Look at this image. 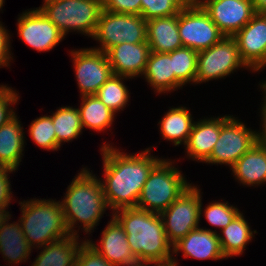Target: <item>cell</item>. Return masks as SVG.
<instances>
[{
  "instance_id": "obj_13",
  "label": "cell",
  "mask_w": 266,
  "mask_h": 266,
  "mask_svg": "<svg viewBox=\"0 0 266 266\" xmlns=\"http://www.w3.org/2000/svg\"><path fill=\"white\" fill-rule=\"evenodd\" d=\"M17 21L20 39L38 52L50 51L65 38L39 8L25 10Z\"/></svg>"
},
{
  "instance_id": "obj_7",
  "label": "cell",
  "mask_w": 266,
  "mask_h": 266,
  "mask_svg": "<svg viewBox=\"0 0 266 266\" xmlns=\"http://www.w3.org/2000/svg\"><path fill=\"white\" fill-rule=\"evenodd\" d=\"M92 38L100 44V47L92 48L104 53L124 42H147L146 21L141 15L114 13L102 9Z\"/></svg>"
},
{
  "instance_id": "obj_4",
  "label": "cell",
  "mask_w": 266,
  "mask_h": 266,
  "mask_svg": "<svg viewBox=\"0 0 266 266\" xmlns=\"http://www.w3.org/2000/svg\"><path fill=\"white\" fill-rule=\"evenodd\" d=\"M22 214L19 222L28 245L38 250L70 236L60 201L31 199L19 202Z\"/></svg>"
},
{
  "instance_id": "obj_40",
  "label": "cell",
  "mask_w": 266,
  "mask_h": 266,
  "mask_svg": "<svg viewBox=\"0 0 266 266\" xmlns=\"http://www.w3.org/2000/svg\"><path fill=\"white\" fill-rule=\"evenodd\" d=\"M260 88H262V90H264V102H262V106H261V114H260V119H261V123L260 126H262V130L260 131H256V135H257V142L258 143H262L263 145H266V81L262 82V84H259Z\"/></svg>"
},
{
  "instance_id": "obj_1",
  "label": "cell",
  "mask_w": 266,
  "mask_h": 266,
  "mask_svg": "<svg viewBox=\"0 0 266 266\" xmlns=\"http://www.w3.org/2000/svg\"><path fill=\"white\" fill-rule=\"evenodd\" d=\"M150 148L128 155L107 142L101 146L104 170V179L102 181L101 178V183L108 207L113 212L137 207L149 173L162 159L151 156Z\"/></svg>"
},
{
  "instance_id": "obj_31",
  "label": "cell",
  "mask_w": 266,
  "mask_h": 266,
  "mask_svg": "<svg viewBox=\"0 0 266 266\" xmlns=\"http://www.w3.org/2000/svg\"><path fill=\"white\" fill-rule=\"evenodd\" d=\"M128 79L131 78L112 74L95 94L115 114L123 110L129 102L130 92L123 82Z\"/></svg>"
},
{
  "instance_id": "obj_18",
  "label": "cell",
  "mask_w": 266,
  "mask_h": 266,
  "mask_svg": "<svg viewBox=\"0 0 266 266\" xmlns=\"http://www.w3.org/2000/svg\"><path fill=\"white\" fill-rule=\"evenodd\" d=\"M180 251L184 258L191 257L199 260L226 259L221 250L218 232L212 229L200 228V226L173 245V255L180 253Z\"/></svg>"
},
{
  "instance_id": "obj_41",
  "label": "cell",
  "mask_w": 266,
  "mask_h": 266,
  "mask_svg": "<svg viewBox=\"0 0 266 266\" xmlns=\"http://www.w3.org/2000/svg\"><path fill=\"white\" fill-rule=\"evenodd\" d=\"M255 13L266 14V0H252Z\"/></svg>"
},
{
  "instance_id": "obj_36",
  "label": "cell",
  "mask_w": 266,
  "mask_h": 266,
  "mask_svg": "<svg viewBox=\"0 0 266 266\" xmlns=\"http://www.w3.org/2000/svg\"><path fill=\"white\" fill-rule=\"evenodd\" d=\"M75 266H113L85 240L78 250Z\"/></svg>"
},
{
  "instance_id": "obj_28",
  "label": "cell",
  "mask_w": 266,
  "mask_h": 266,
  "mask_svg": "<svg viewBox=\"0 0 266 266\" xmlns=\"http://www.w3.org/2000/svg\"><path fill=\"white\" fill-rule=\"evenodd\" d=\"M81 97L80 118L82 128L104 131L112 126L115 113L107 108L96 95H84Z\"/></svg>"
},
{
  "instance_id": "obj_25",
  "label": "cell",
  "mask_w": 266,
  "mask_h": 266,
  "mask_svg": "<svg viewBox=\"0 0 266 266\" xmlns=\"http://www.w3.org/2000/svg\"><path fill=\"white\" fill-rule=\"evenodd\" d=\"M143 75L155 93L175 91V74L170 53L150 52Z\"/></svg>"
},
{
  "instance_id": "obj_30",
  "label": "cell",
  "mask_w": 266,
  "mask_h": 266,
  "mask_svg": "<svg viewBox=\"0 0 266 266\" xmlns=\"http://www.w3.org/2000/svg\"><path fill=\"white\" fill-rule=\"evenodd\" d=\"M170 57L175 74V90L182 88L186 83H195L198 52L188 47H181L171 51Z\"/></svg>"
},
{
  "instance_id": "obj_23",
  "label": "cell",
  "mask_w": 266,
  "mask_h": 266,
  "mask_svg": "<svg viewBox=\"0 0 266 266\" xmlns=\"http://www.w3.org/2000/svg\"><path fill=\"white\" fill-rule=\"evenodd\" d=\"M10 218L11 214H8L0 225V253L9 262V266L28 260L32 250L25 239L19 220L10 223Z\"/></svg>"
},
{
  "instance_id": "obj_43",
  "label": "cell",
  "mask_w": 266,
  "mask_h": 266,
  "mask_svg": "<svg viewBox=\"0 0 266 266\" xmlns=\"http://www.w3.org/2000/svg\"><path fill=\"white\" fill-rule=\"evenodd\" d=\"M10 212L8 210H0V225L4 218L9 214Z\"/></svg>"
},
{
  "instance_id": "obj_35",
  "label": "cell",
  "mask_w": 266,
  "mask_h": 266,
  "mask_svg": "<svg viewBox=\"0 0 266 266\" xmlns=\"http://www.w3.org/2000/svg\"><path fill=\"white\" fill-rule=\"evenodd\" d=\"M18 95L12 87L0 85V127L15 115L12 105L17 104Z\"/></svg>"
},
{
  "instance_id": "obj_6",
  "label": "cell",
  "mask_w": 266,
  "mask_h": 266,
  "mask_svg": "<svg viewBox=\"0 0 266 266\" xmlns=\"http://www.w3.org/2000/svg\"><path fill=\"white\" fill-rule=\"evenodd\" d=\"M66 36L68 32L93 37L102 10V0H55L38 7Z\"/></svg>"
},
{
  "instance_id": "obj_12",
  "label": "cell",
  "mask_w": 266,
  "mask_h": 266,
  "mask_svg": "<svg viewBox=\"0 0 266 266\" xmlns=\"http://www.w3.org/2000/svg\"><path fill=\"white\" fill-rule=\"evenodd\" d=\"M80 95H95L111 77L112 68L106 53L94 48L71 50Z\"/></svg>"
},
{
  "instance_id": "obj_32",
  "label": "cell",
  "mask_w": 266,
  "mask_h": 266,
  "mask_svg": "<svg viewBox=\"0 0 266 266\" xmlns=\"http://www.w3.org/2000/svg\"><path fill=\"white\" fill-rule=\"evenodd\" d=\"M29 134L38 147L44 150L58 151L56 134L49 115L37 117L29 126Z\"/></svg>"
},
{
  "instance_id": "obj_22",
  "label": "cell",
  "mask_w": 266,
  "mask_h": 266,
  "mask_svg": "<svg viewBox=\"0 0 266 266\" xmlns=\"http://www.w3.org/2000/svg\"><path fill=\"white\" fill-rule=\"evenodd\" d=\"M15 114L0 127V167L17 170L23 158L25 134Z\"/></svg>"
},
{
  "instance_id": "obj_42",
  "label": "cell",
  "mask_w": 266,
  "mask_h": 266,
  "mask_svg": "<svg viewBox=\"0 0 266 266\" xmlns=\"http://www.w3.org/2000/svg\"><path fill=\"white\" fill-rule=\"evenodd\" d=\"M184 6H200L202 7L209 0H181Z\"/></svg>"
},
{
  "instance_id": "obj_10",
  "label": "cell",
  "mask_w": 266,
  "mask_h": 266,
  "mask_svg": "<svg viewBox=\"0 0 266 266\" xmlns=\"http://www.w3.org/2000/svg\"><path fill=\"white\" fill-rule=\"evenodd\" d=\"M257 143L256 131L247 128L233 115L222 124L218 141L212 153L204 163L228 165L230 168L235 162Z\"/></svg>"
},
{
  "instance_id": "obj_39",
  "label": "cell",
  "mask_w": 266,
  "mask_h": 266,
  "mask_svg": "<svg viewBox=\"0 0 266 266\" xmlns=\"http://www.w3.org/2000/svg\"><path fill=\"white\" fill-rule=\"evenodd\" d=\"M8 29H5L4 25L0 21V68L3 66H10V61L13 59L10 50V33Z\"/></svg>"
},
{
  "instance_id": "obj_2",
  "label": "cell",
  "mask_w": 266,
  "mask_h": 266,
  "mask_svg": "<svg viewBox=\"0 0 266 266\" xmlns=\"http://www.w3.org/2000/svg\"><path fill=\"white\" fill-rule=\"evenodd\" d=\"M127 235L131 251L140 264H169L173 245L169 242L160 214L137 207L112 212Z\"/></svg>"
},
{
  "instance_id": "obj_37",
  "label": "cell",
  "mask_w": 266,
  "mask_h": 266,
  "mask_svg": "<svg viewBox=\"0 0 266 266\" xmlns=\"http://www.w3.org/2000/svg\"><path fill=\"white\" fill-rule=\"evenodd\" d=\"M102 9L114 13L141 15V0H102Z\"/></svg>"
},
{
  "instance_id": "obj_15",
  "label": "cell",
  "mask_w": 266,
  "mask_h": 266,
  "mask_svg": "<svg viewBox=\"0 0 266 266\" xmlns=\"http://www.w3.org/2000/svg\"><path fill=\"white\" fill-rule=\"evenodd\" d=\"M202 8L225 36H234L256 14L252 0H209Z\"/></svg>"
},
{
  "instance_id": "obj_21",
  "label": "cell",
  "mask_w": 266,
  "mask_h": 266,
  "mask_svg": "<svg viewBox=\"0 0 266 266\" xmlns=\"http://www.w3.org/2000/svg\"><path fill=\"white\" fill-rule=\"evenodd\" d=\"M146 25L151 52L170 53L183 47L178 32V15L150 19Z\"/></svg>"
},
{
  "instance_id": "obj_17",
  "label": "cell",
  "mask_w": 266,
  "mask_h": 266,
  "mask_svg": "<svg viewBox=\"0 0 266 266\" xmlns=\"http://www.w3.org/2000/svg\"><path fill=\"white\" fill-rule=\"evenodd\" d=\"M150 52L147 42H124L111 47L105 53L113 74L133 79L143 76Z\"/></svg>"
},
{
  "instance_id": "obj_24",
  "label": "cell",
  "mask_w": 266,
  "mask_h": 266,
  "mask_svg": "<svg viewBox=\"0 0 266 266\" xmlns=\"http://www.w3.org/2000/svg\"><path fill=\"white\" fill-rule=\"evenodd\" d=\"M78 240V236L70 235L43 246L31 266H75L78 250L85 241Z\"/></svg>"
},
{
  "instance_id": "obj_33",
  "label": "cell",
  "mask_w": 266,
  "mask_h": 266,
  "mask_svg": "<svg viewBox=\"0 0 266 266\" xmlns=\"http://www.w3.org/2000/svg\"><path fill=\"white\" fill-rule=\"evenodd\" d=\"M183 7L181 0H141V16L148 21L178 15Z\"/></svg>"
},
{
  "instance_id": "obj_3",
  "label": "cell",
  "mask_w": 266,
  "mask_h": 266,
  "mask_svg": "<svg viewBox=\"0 0 266 266\" xmlns=\"http://www.w3.org/2000/svg\"><path fill=\"white\" fill-rule=\"evenodd\" d=\"M60 203L68 232L78 237L75 225L80 222L85 234H90L109 208L101 179L86 167H82L81 172L72 179Z\"/></svg>"
},
{
  "instance_id": "obj_20",
  "label": "cell",
  "mask_w": 266,
  "mask_h": 266,
  "mask_svg": "<svg viewBox=\"0 0 266 266\" xmlns=\"http://www.w3.org/2000/svg\"><path fill=\"white\" fill-rule=\"evenodd\" d=\"M230 170L244 186L266 184V145L257 142L233 164Z\"/></svg>"
},
{
  "instance_id": "obj_44",
  "label": "cell",
  "mask_w": 266,
  "mask_h": 266,
  "mask_svg": "<svg viewBox=\"0 0 266 266\" xmlns=\"http://www.w3.org/2000/svg\"><path fill=\"white\" fill-rule=\"evenodd\" d=\"M177 262L178 261H176V258L173 257L171 263L169 264H160V265H154V266H179Z\"/></svg>"
},
{
  "instance_id": "obj_45",
  "label": "cell",
  "mask_w": 266,
  "mask_h": 266,
  "mask_svg": "<svg viewBox=\"0 0 266 266\" xmlns=\"http://www.w3.org/2000/svg\"><path fill=\"white\" fill-rule=\"evenodd\" d=\"M3 4H5V1L4 0H0V9H1V11H2V8H3Z\"/></svg>"
},
{
  "instance_id": "obj_34",
  "label": "cell",
  "mask_w": 266,
  "mask_h": 266,
  "mask_svg": "<svg viewBox=\"0 0 266 266\" xmlns=\"http://www.w3.org/2000/svg\"><path fill=\"white\" fill-rule=\"evenodd\" d=\"M204 216L209 225L218 227L220 230L225 228L241 212L228 202L212 201L204 209Z\"/></svg>"
},
{
  "instance_id": "obj_38",
  "label": "cell",
  "mask_w": 266,
  "mask_h": 266,
  "mask_svg": "<svg viewBox=\"0 0 266 266\" xmlns=\"http://www.w3.org/2000/svg\"><path fill=\"white\" fill-rule=\"evenodd\" d=\"M15 172L10 168L0 167V210H7L13 198L9 174ZM12 195V196H11ZM12 197V198H11ZM7 208V209H6Z\"/></svg>"
},
{
  "instance_id": "obj_27",
  "label": "cell",
  "mask_w": 266,
  "mask_h": 266,
  "mask_svg": "<svg viewBox=\"0 0 266 266\" xmlns=\"http://www.w3.org/2000/svg\"><path fill=\"white\" fill-rule=\"evenodd\" d=\"M195 121L187 107H174L164 115L160 125V133L166 141H172L174 146L186 145Z\"/></svg>"
},
{
  "instance_id": "obj_47",
  "label": "cell",
  "mask_w": 266,
  "mask_h": 266,
  "mask_svg": "<svg viewBox=\"0 0 266 266\" xmlns=\"http://www.w3.org/2000/svg\"><path fill=\"white\" fill-rule=\"evenodd\" d=\"M52 1H55V0H44L43 2H52Z\"/></svg>"
},
{
  "instance_id": "obj_19",
  "label": "cell",
  "mask_w": 266,
  "mask_h": 266,
  "mask_svg": "<svg viewBox=\"0 0 266 266\" xmlns=\"http://www.w3.org/2000/svg\"><path fill=\"white\" fill-rule=\"evenodd\" d=\"M229 117L205 118L195 121L188 141L184 146L187 156L194 161L205 162L218 141L221 124Z\"/></svg>"
},
{
  "instance_id": "obj_26",
  "label": "cell",
  "mask_w": 266,
  "mask_h": 266,
  "mask_svg": "<svg viewBox=\"0 0 266 266\" xmlns=\"http://www.w3.org/2000/svg\"><path fill=\"white\" fill-rule=\"evenodd\" d=\"M220 231L221 234L218 233V237L222 253L226 258L243 254L246 245L254 238V234L257 233L256 230L252 231L250 229L242 212Z\"/></svg>"
},
{
  "instance_id": "obj_5",
  "label": "cell",
  "mask_w": 266,
  "mask_h": 266,
  "mask_svg": "<svg viewBox=\"0 0 266 266\" xmlns=\"http://www.w3.org/2000/svg\"><path fill=\"white\" fill-rule=\"evenodd\" d=\"M171 161L161 159L149 173L137 208L161 214L191 185Z\"/></svg>"
},
{
  "instance_id": "obj_46",
  "label": "cell",
  "mask_w": 266,
  "mask_h": 266,
  "mask_svg": "<svg viewBox=\"0 0 266 266\" xmlns=\"http://www.w3.org/2000/svg\"><path fill=\"white\" fill-rule=\"evenodd\" d=\"M138 266H150V264H140Z\"/></svg>"
},
{
  "instance_id": "obj_9",
  "label": "cell",
  "mask_w": 266,
  "mask_h": 266,
  "mask_svg": "<svg viewBox=\"0 0 266 266\" xmlns=\"http://www.w3.org/2000/svg\"><path fill=\"white\" fill-rule=\"evenodd\" d=\"M239 68L249 69L240 57L234 37L224 36L210 48L198 52L195 84L225 79Z\"/></svg>"
},
{
  "instance_id": "obj_29",
  "label": "cell",
  "mask_w": 266,
  "mask_h": 266,
  "mask_svg": "<svg viewBox=\"0 0 266 266\" xmlns=\"http://www.w3.org/2000/svg\"><path fill=\"white\" fill-rule=\"evenodd\" d=\"M49 116L52 118L59 149L62 143L71 142L81 135L83 128L78 108L63 106Z\"/></svg>"
},
{
  "instance_id": "obj_8",
  "label": "cell",
  "mask_w": 266,
  "mask_h": 266,
  "mask_svg": "<svg viewBox=\"0 0 266 266\" xmlns=\"http://www.w3.org/2000/svg\"><path fill=\"white\" fill-rule=\"evenodd\" d=\"M200 191L197 185L191 184L160 214L165 234L172 245L199 227V221L203 216Z\"/></svg>"
},
{
  "instance_id": "obj_11",
  "label": "cell",
  "mask_w": 266,
  "mask_h": 266,
  "mask_svg": "<svg viewBox=\"0 0 266 266\" xmlns=\"http://www.w3.org/2000/svg\"><path fill=\"white\" fill-rule=\"evenodd\" d=\"M178 32L183 47L197 52L206 50L225 35L200 6H184L178 13Z\"/></svg>"
},
{
  "instance_id": "obj_14",
  "label": "cell",
  "mask_w": 266,
  "mask_h": 266,
  "mask_svg": "<svg viewBox=\"0 0 266 266\" xmlns=\"http://www.w3.org/2000/svg\"><path fill=\"white\" fill-rule=\"evenodd\" d=\"M240 57L253 72L266 66V14H255L234 36Z\"/></svg>"
},
{
  "instance_id": "obj_16",
  "label": "cell",
  "mask_w": 266,
  "mask_h": 266,
  "mask_svg": "<svg viewBox=\"0 0 266 266\" xmlns=\"http://www.w3.org/2000/svg\"><path fill=\"white\" fill-rule=\"evenodd\" d=\"M102 231L100 246L92 240L86 241L100 253L113 266H138L137 257L131 251L128 244L127 235L119 222L113 217Z\"/></svg>"
}]
</instances>
